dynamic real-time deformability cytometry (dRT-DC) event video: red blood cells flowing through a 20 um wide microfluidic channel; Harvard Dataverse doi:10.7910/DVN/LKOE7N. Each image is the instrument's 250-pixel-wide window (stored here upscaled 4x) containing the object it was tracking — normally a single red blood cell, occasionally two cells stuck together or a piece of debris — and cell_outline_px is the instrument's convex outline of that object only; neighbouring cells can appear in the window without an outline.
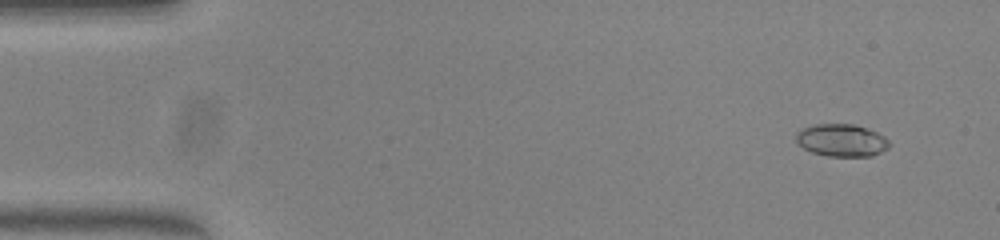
{"species": "common noctule bat (a hibernating species)", "species_latin": "Nyctalus noctula", "temperature_condition": "warm", "stored_images_in_passage": 30, "camera_frame_rate_fps": 3000, "um_per_image_px": 0.085, "animal": {"sex": "female", "body_mass_g": 23.0, "forearm_length_mm": 53.4}, "frame": {"image": 1, "passage_image": 4, "time_ms": 1.0, "image_size_px": [1000, 240], "cell_outline_px": [[892, 144], [888, 148], [872, 156], [828, 156], [812, 152], [804, 148], [796, 140], [796, 132], [804, 128], [816, 124], [852, 124], [876, 132], [884, 136]], "centroid_in_image_um": [71.55, 11.93], "position_along_channel_um": 13.4, "area_um2": 17.46}}
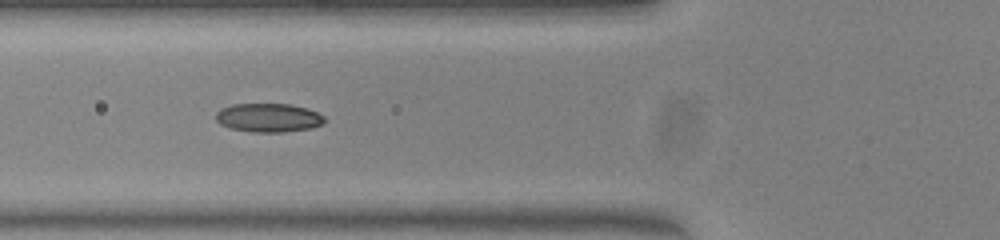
{"frame": {"image": 2, "passage_image": 20, "time_ms": 6.333, "image_size_px": [1000, 240], "cell_outline_px": [[324, 120], [320, 124], [312, 128], [280, 132], [252, 132], [232, 128], [220, 124], [216, 120], [216, 112], [220, 108], [232, 104], [288, 104], [308, 108], [324, 116]], "centroid_in_image_um": [22.79, 10.0], "position_along_channel_um": 103.0, "area_um2": 18.09}}
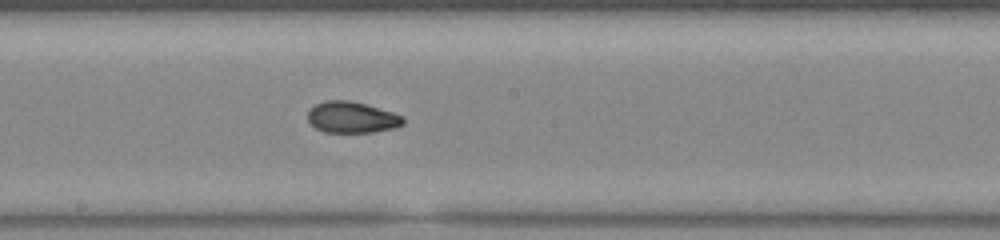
{"frame": {"image": 3, "passage_image": 29, "time_ms": 9.333, "image_size_px": [1000, 240], "cell_outline_px": [[404, 124], [396, 128], [372, 132], [324, 132], [316, 128], [308, 120], [308, 112], [316, 104], [324, 100], [352, 100], [392, 112], [404, 116]], "centroid_in_image_um": [29.93, 9.97], "position_along_channel_um": 218.3, "area_um2": 17.4}}